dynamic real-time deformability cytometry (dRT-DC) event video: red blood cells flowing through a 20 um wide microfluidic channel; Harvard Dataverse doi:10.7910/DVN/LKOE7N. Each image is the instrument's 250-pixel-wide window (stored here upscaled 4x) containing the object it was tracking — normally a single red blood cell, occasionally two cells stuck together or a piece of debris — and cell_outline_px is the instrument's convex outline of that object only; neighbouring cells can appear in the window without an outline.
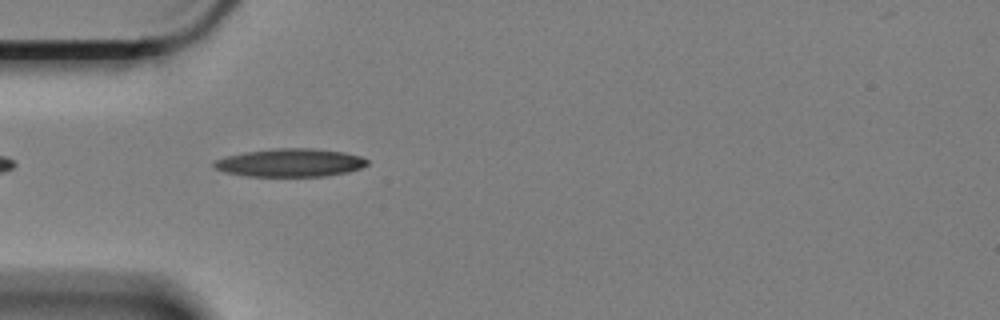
{"species": "Egyptian fruit bat (a non-hibernating species)", "species_latin": "Rousettus aegyptiacus", "temperature_condition": "cold", "stored_images_in_passage": 28, "camera_frame_rate_fps": 3000, "um_per_image_px": 0.085, "animal": {"sex": "female"}, "frame": {"image": 1, "passage_image": 3, "time_ms": 0.667, "image_size_px": [1000, 320], "cell_outline_px": [[368, 164], [360, 168], [348, 172], [324, 176], [248, 176], [224, 172], [212, 168], [212, 164], [216, 160], [224, 156], [248, 152], [280, 148], [312, 148], [344, 152], [360, 156], [368, 160]], "centroid_in_image_um": [24.65, 13.83], "position_along_channel_um": 60.3, "area_um2": 25.03}}
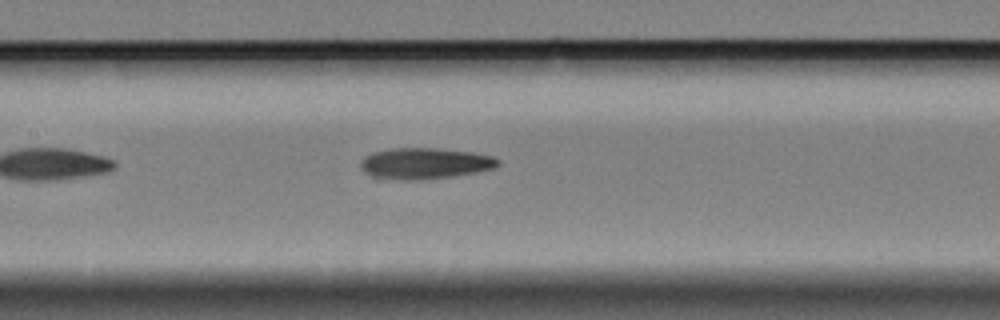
{"frame": {"image": 2, "passage_image": 13, "time_ms": 4.0, "image_size_px": [1000, 320], "cell_outline_px": [[500, 164], [492, 168], [476, 172], [452, 176], [424, 180], [376, 180], [364, 172], [360, 168], [360, 160], [364, 156], [372, 152], [392, 148], [436, 148], [472, 152], [492, 156], [500, 160]], "centroid_in_image_um": [36.01, 13.91], "position_along_channel_um": 171.4, "area_um2": 25.43}}
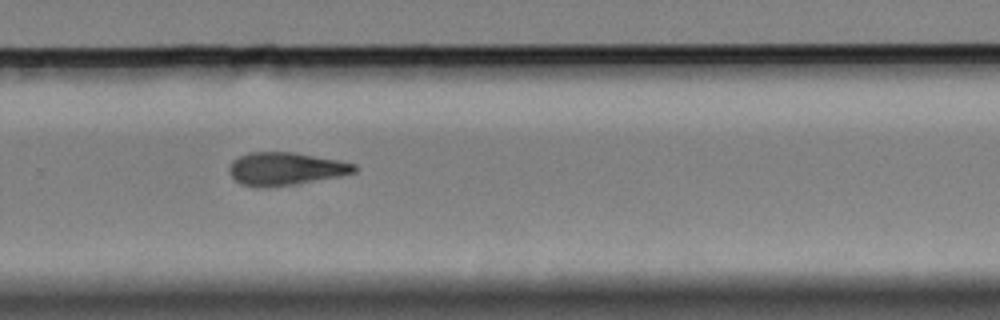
{"frame": {"image": 3, "passage_image": 25, "time_ms": 8.0, "image_size_px": [1000, 320], "cell_outline_px": [[356, 172], [340, 176], [300, 184], [268, 188], [256, 188], [240, 184], [228, 172], [228, 168], [232, 160], [248, 152], [292, 152], [336, 160], [356, 164]], "centroid_in_image_um": [24.23, 14.37], "position_along_channel_um": 305.6, "area_um2": 24.28}}